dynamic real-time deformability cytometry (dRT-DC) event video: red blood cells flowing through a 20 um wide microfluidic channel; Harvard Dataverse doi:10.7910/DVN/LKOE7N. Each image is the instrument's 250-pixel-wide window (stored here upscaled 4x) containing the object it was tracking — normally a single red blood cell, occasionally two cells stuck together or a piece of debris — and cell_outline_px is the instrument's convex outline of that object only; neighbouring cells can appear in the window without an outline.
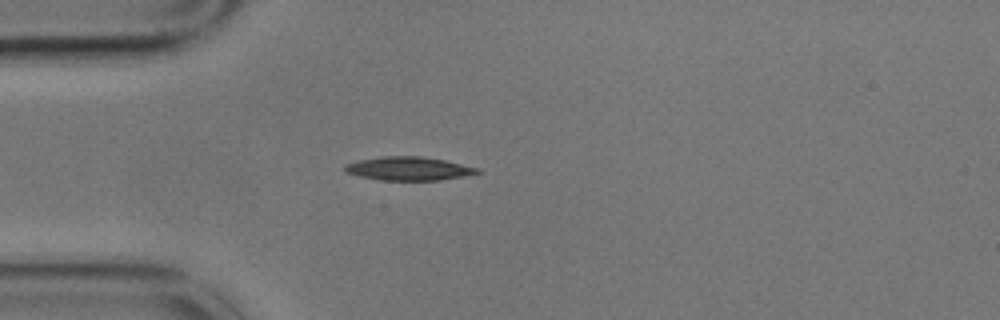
{"species": "common noctule bat (a hibernating species)", "species_latin": "Nyctalus noctula", "temperature_condition": "cold", "stored_images_in_passage": 44, "camera_frame_rate_fps": 3000, "um_per_image_px": 0.085, "animal": {"sex": "male", "body_mass_g": 17.9}, "frame": {"image": 1, "passage_image": 1, "time_ms": 0.0, "image_size_px": [1000, 320], "cell_outline_px": [[480, 172], [440, 180], [380, 180], [360, 176], [344, 172], [344, 164], [356, 160], [380, 156], [420, 156], [444, 160], [480, 168]], "centroid_in_image_um": [34.66, 14.32], "position_along_channel_um": 50.3, "area_um2": 18.15}}
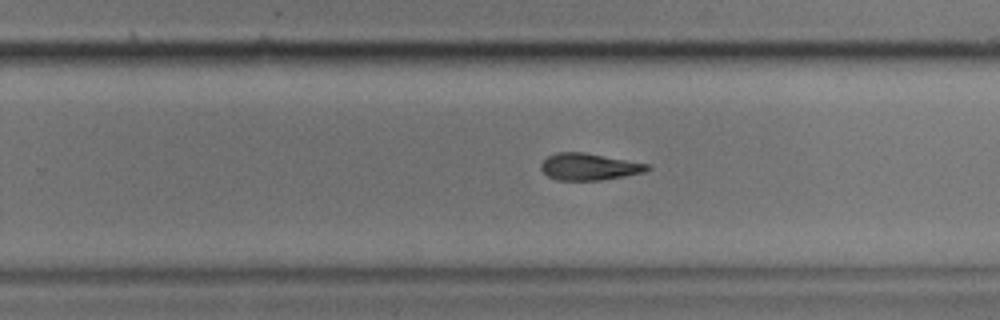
{"frame": {"image": 2, "passage_image": 22, "time_ms": 7.0, "image_size_px": [1000, 320], "cell_outline_px": [[652, 168], [644, 172], [624, 176], [600, 180], [556, 180], [548, 176], [540, 168], [540, 164], [548, 156], [556, 152], [584, 152], [652, 164]], "centroid_in_image_um": [50.1, 14.16], "position_along_channel_um": 279.7, "area_um2": 16.76}}
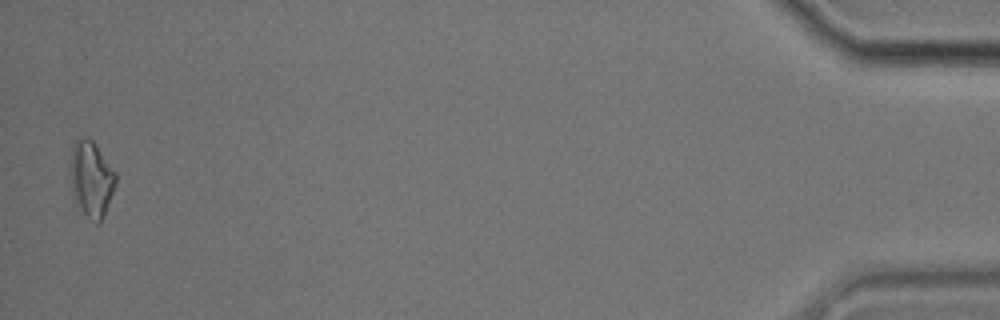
{"frame": {"image": 3, "passage_image": 43, "time_ms": 14.0, "image_size_px": [1000, 320], "cell_outline_px": [[116, 184], [104, 216], [96, 224], [76, 204], [72, 192], [68, 164], [72, 148], [76, 140], [92, 140], [96, 144], [116, 172]], "centroid_in_image_um": [7.75, 15.21], "position_along_channel_um": 427.5, "area_um2": 20.06}, "authors_computed_cell_mechanics": {"area_um2": 17.3978, "velocity_mm_per_s": 3.4105, "shape_relaxation_time_tau1_ms": 9.3376, "shape_relaxation_time_tau2_ms": null, "deformation_change_tau1": 0.2035, "deformation_change_tau2": null}}